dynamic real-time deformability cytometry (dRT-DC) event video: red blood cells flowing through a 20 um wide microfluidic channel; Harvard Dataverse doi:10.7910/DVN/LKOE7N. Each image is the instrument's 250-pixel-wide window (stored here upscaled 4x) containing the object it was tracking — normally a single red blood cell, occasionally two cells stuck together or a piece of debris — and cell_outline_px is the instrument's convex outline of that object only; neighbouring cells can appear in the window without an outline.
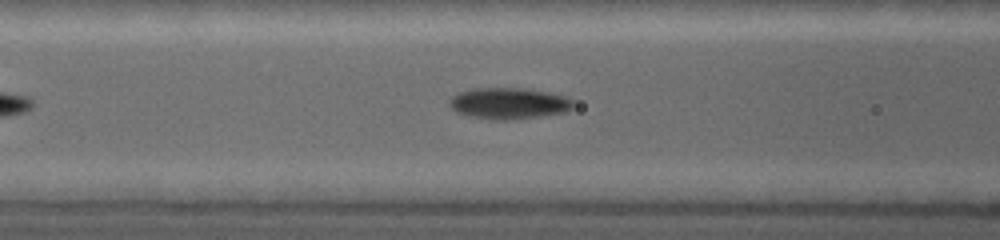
{"species": "common noctule bat (a hibernating species)", "species_latin": "Nyctalus noctula", "temperature_condition": "warm", "stored_images_in_passage": 25, "camera_frame_rate_fps": 5000, "um_per_image_px": 0.085, "animal": {"sex": "female", "body_mass_g": 19.0, "forearm_length_mm": 53.3}, "frame": {"image": 1, "passage_image": 8, "time_ms": 3.8, "image_size_px": [1000, 240], "cell_outline_px": [[576, 104], [572, 108], [564, 112], [540, 116], [508, 120], [496, 120], [472, 116], [456, 112], [448, 104], [448, 100], [452, 96], [460, 92], [472, 88], [524, 88], [548, 92], [568, 96], [576, 100]], "centroid_in_image_um": [43.29, 8.77], "position_along_channel_um": 123.3, "area_um2": 22.77}}
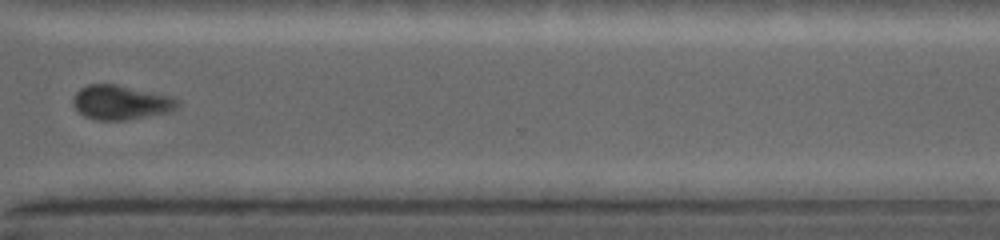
{"frame": {"image": 2, "passage_image": 18, "time_ms": 9.0, "image_size_px": [1000, 240], "cell_outline_px": [[180, 104], [172, 112], [124, 120], [96, 120], [84, 116], [72, 104], [72, 96], [80, 88], [88, 84], [116, 84], [172, 96], [180, 100]], "centroid_in_image_um": [10.28, 8.7], "position_along_channel_um": 360.3, "area_um2": 21.15}}